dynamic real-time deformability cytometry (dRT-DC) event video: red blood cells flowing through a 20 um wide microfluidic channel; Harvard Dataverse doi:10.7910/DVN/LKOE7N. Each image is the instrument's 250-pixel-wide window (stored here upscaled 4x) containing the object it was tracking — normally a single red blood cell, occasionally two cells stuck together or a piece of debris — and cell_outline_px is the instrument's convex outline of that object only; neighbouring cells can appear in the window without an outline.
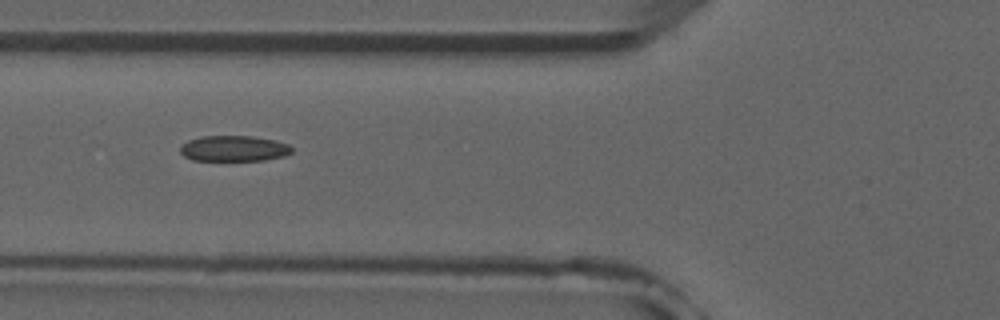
{"species": "common noctule bat (a hibernating species)", "species_latin": "Nyctalus noctula", "temperature_condition": "room temperature", "stored_images_in_passage": 6, "camera_frame_rate_fps": 3000, "um_per_image_px": 0.085, "animal": {"sex": "male", "forearm_length_mm": 52.5}, "frame": {"image": 1, "passage_image": 5, "time_ms": 4.333, "image_size_px": [1000, 320], "cell_outline_px": [[292, 152], [284, 156], [264, 160], [192, 160], [184, 156], [180, 152], [180, 144], [188, 140], [200, 136], [252, 136], [276, 140], [288, 144], [292, 148]], "centroid_in_image_um": [19.86, 12.61], "position_along_channel_um": 105.9, "area_um2": 16.82}}
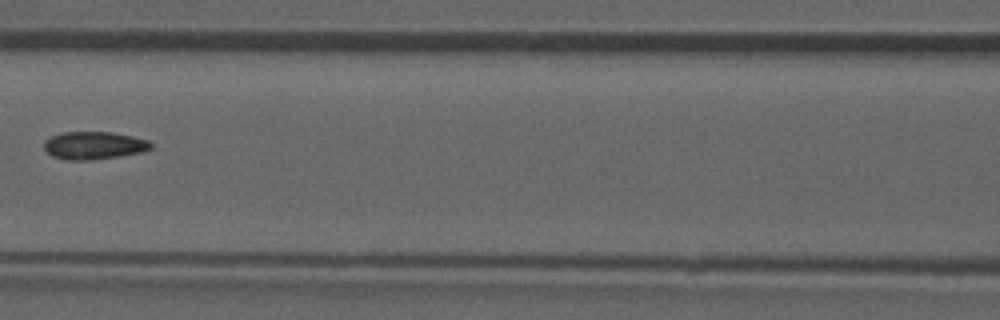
{"frame": {"image": 2, "passage_image": 6, "time_ms": 5.667, "image_size_px": [1000, 320], "cell_outline_px": [[152, 148], [144, 152], [120, 156], [92, 160], [68, 160], [52, 156], [44, 148], [44, 140], [52, 136], [64, 132], [112, 132], [132, 136], [148, 140], [152, 144]], "centroid_in_image_um": [8.01, 12.36], "position_along_channel_um": 158.6, "area_um2": 17.34}}